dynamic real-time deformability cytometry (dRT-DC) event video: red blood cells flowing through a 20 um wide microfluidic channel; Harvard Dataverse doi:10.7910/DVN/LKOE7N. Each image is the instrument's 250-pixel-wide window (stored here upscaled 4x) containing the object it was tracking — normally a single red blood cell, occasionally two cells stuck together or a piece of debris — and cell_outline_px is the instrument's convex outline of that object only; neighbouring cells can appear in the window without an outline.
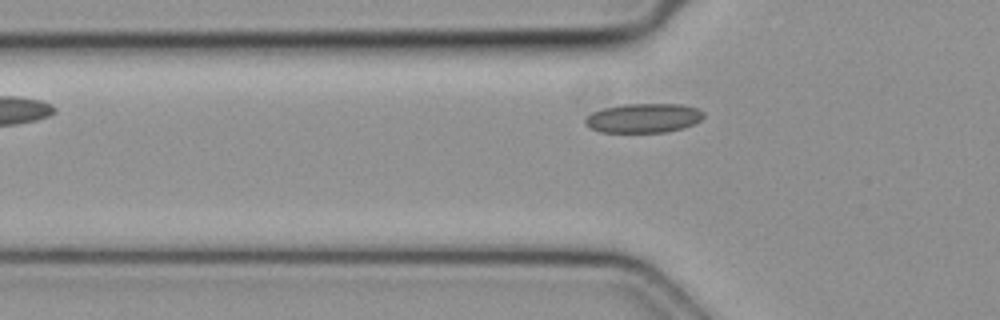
{"species": "common noctule bat (a hibernating species)", "species_latin": "Nyctalus noctula", "temperature_condition": "cold", "stored_images_in_passage": 36, "camera_frame_rate_fps": 3000, "um_per_image_px": 0.085, "animal": {"sex": "female", "body_mass_g": 19.3, "forearm_length_mm": 54.1}, "frame": {"image": 1, "passage_image": 3, "time_ms": 0.667, "image_size_px": [1000, 320], "cell_outline_px": [[704, 116], [700, 120], [692, 124], [680, 128], [664, 132], [604, 132], [592, 128], [584, 120], [588, 116], [604, 108], [628, 104], [676, 104], [696, 108]], "centroid_in_image_um": [54.71, 10.03], "position_along_channel_um": 71.1, "area_um2": 19.48}}
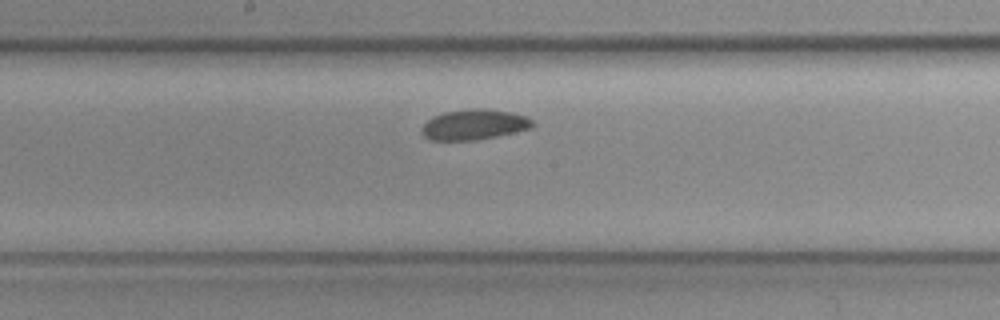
{"frame": {"image": 2, "passage_image": 13, "time_ms": 4.0, "image_size_px": [1000, 320], "cell_outline_px": [[532, 124], [528, 128], [512, 132], [472, 140], [432, 140], [424, 132], [424, 124], [428, 120], [436, 116], [448, 112], [508, 112], [524, 116], [532, 120]], "centroid_in_image_um": [40.28, 10.64], "position_along_channel_um": 207.9, "area_um2": 17.51}}
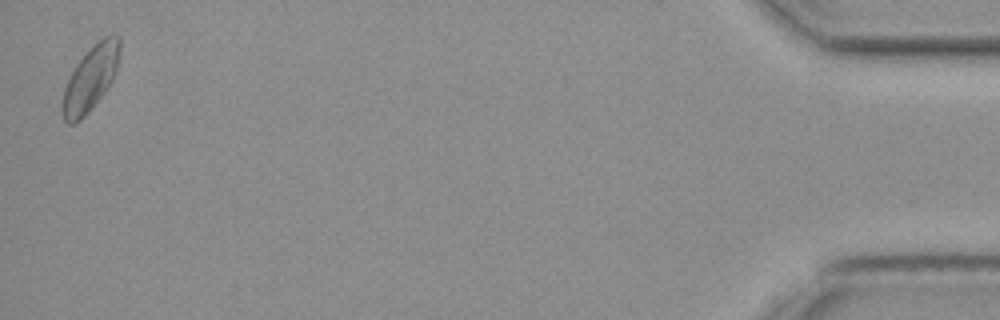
{"frame": {"image": 3, "passage_image": 36, "time_ms": 11.667, "image_size_px": [1000, 320], "cell_outline_px": [[120, 48], [116, 68], [112, 80], [100, 96], [84, 116], [80, 120], [72, 124], [68, 124], [64, 120], [60, 112], [60, 108], [64, 88], [76, 64], [104, 36], [120, 36]], "centroid_in_image_um": [7.65, 6.72], "position_along_channel_um": 427.6, "area_um2": 20.92}}